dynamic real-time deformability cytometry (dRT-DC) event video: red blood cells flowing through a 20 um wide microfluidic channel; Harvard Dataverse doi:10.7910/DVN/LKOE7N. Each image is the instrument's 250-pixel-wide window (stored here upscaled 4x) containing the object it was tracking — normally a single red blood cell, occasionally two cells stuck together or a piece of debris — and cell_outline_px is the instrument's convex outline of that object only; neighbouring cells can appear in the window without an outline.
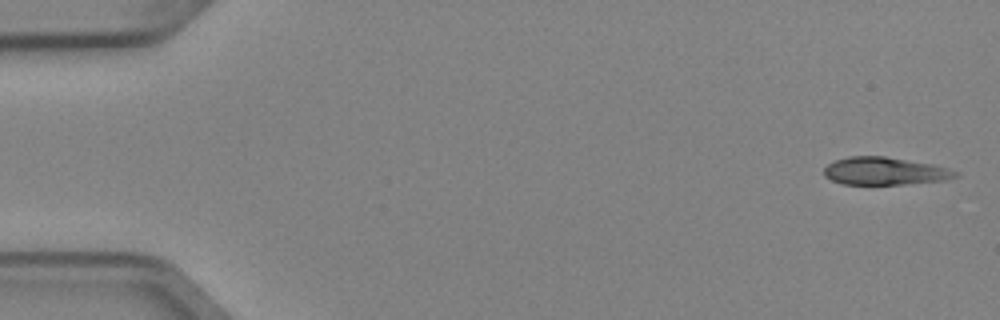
{"species": "Egyptian fruit bat (a non-hibernating species)", "species_latin": "Rousettus aegyptiacus", "temperature_condition": "cold", "stored_images_in_passage": 7, "camera_frame_rate_fps": 3000, "um_per_image_px": 0.085, "animal": {"sex": "female"}, "frame": {"image": 1, "passage_image": 1, "time_ms": 0.0, "image_size_px": [1000, 320], "cell_outline_px": [[960, 176], [948, 180], [904, 184], [844, 184], [832, 180], [824, 176], [824, 168], [828, 164], [836, 160], [848, 156], [884, 156], [932, 164], [948, 168], [960, 172]], "centroid_in_image_um": [75.25, 14.54], "position_along_channel_um": 9.8, "area_um2": 21.27}}
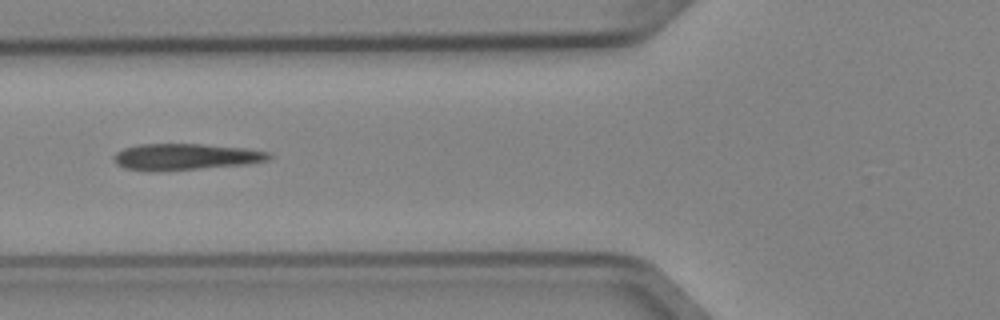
{"frame": {"image": 2, "passage_image": 6, "time_ms": 1.667, "image_size_px": [1000, 320], "cell_outline_px": [[272, 156], [268, 160], [248, 164], [200, 168], [124, 168], [116, 164], [112, 156], [116, 152], [124, 148], [136, 144], [200, 144], [244, 148], [268, 152]], "centroid_in_image_um": [15.81, 13.28], "position_along_channel_um": 110.0, "area_um2": 22.77}}
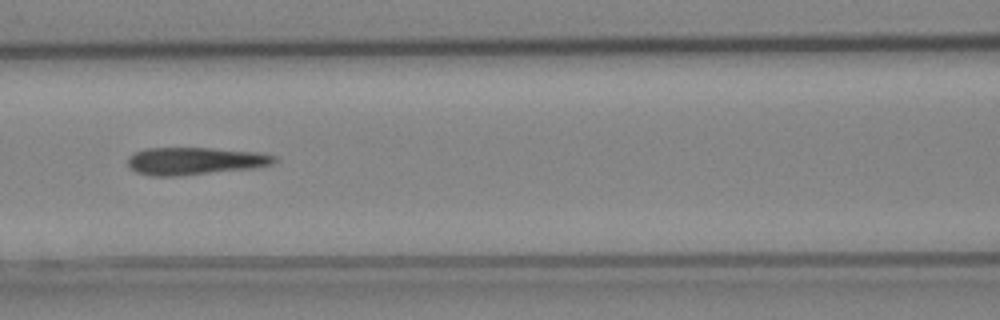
{"frame": {"image": 3, "passage_image": 7, "time_ms": 2.0, "image_size_px": [1000, 320], "cell_outline_px": [[280, 160], [272, 164], [252, 168], [176, 176], [152, 176], [136, 172], [128, 168], [128, 156], [132, 152], [144, 148], [208, 148], [256, 152], [280, 156]], "centroid_in_image_um": [16.54, 13.68], "position_along_channel_um": 150.1, "area_um2": 23.64}}